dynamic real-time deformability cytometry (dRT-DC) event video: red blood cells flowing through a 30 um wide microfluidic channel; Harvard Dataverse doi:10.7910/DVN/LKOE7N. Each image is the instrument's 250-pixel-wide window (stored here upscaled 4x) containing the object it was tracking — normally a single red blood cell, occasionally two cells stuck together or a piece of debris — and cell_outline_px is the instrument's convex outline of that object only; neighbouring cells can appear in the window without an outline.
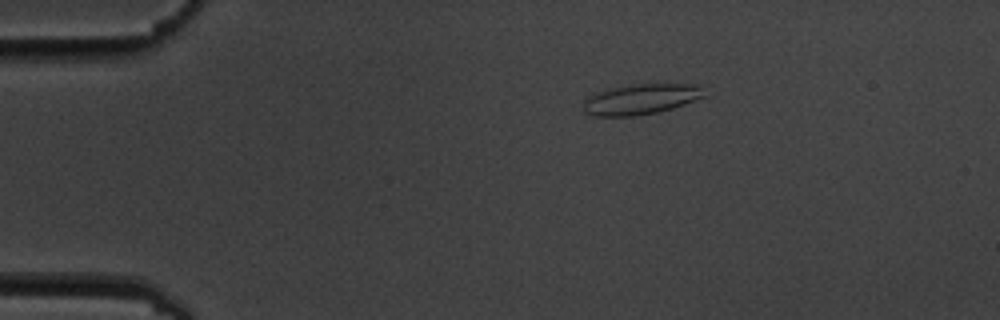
{"species": "common noctule bat (a hibernating species)", "species_latin": "Nyctalus noctula", "temperature_condition": "cold", "stored_images_in_passage": 5, "camera_frame_rate_fps": 3000, "um_per_image_px": 0.085, "animal": {"sex": "male", "body_mass_g": 19.5, "forearm_length_mm": 54.6}, "frame": {"image": 1, "passage_image": 2, "time_ms": 1.333, "image_size_px": [1000, 320], "cell_outline_px": [[708, 96], [672, 108], [656, 112], [636, 116], [592, 116], [584, 112], [584, 100], [588, 96], [596, 92], [632, 84], [696, 84]], "centroid_in_image_um": [54.47, 8.44], "position_along_channel_um": 30.5, "area_um2": 21.39}}
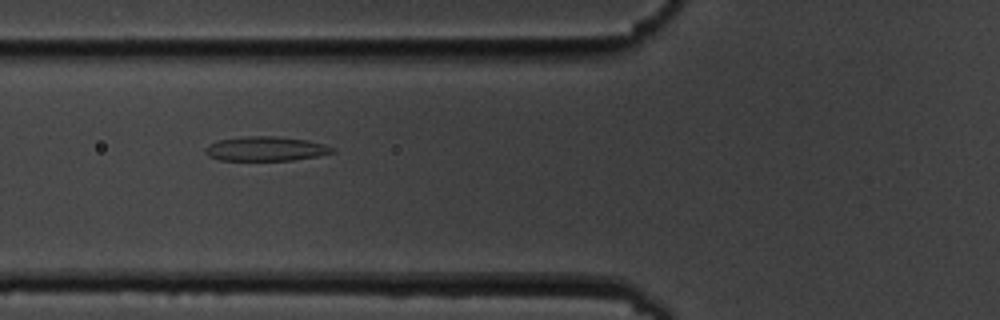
{"frame": {"image": 2, "passage_image": 5, "time_ms": 5.0, "image_size_px": [1000, 320], "cell_outline_px": [[336, 152], [316, 156], [292, 160], [220, 160], [208, 156], [204, 152], [204, 148], [208, 144], [216, 140], [248, 136], [272, 136], [308, 140], [324, 144], [336, 148]], "centroid_in_image_um": [22.57, 12.64], "position_along_channel_um": 103.2, "area_um2": 18.15}}